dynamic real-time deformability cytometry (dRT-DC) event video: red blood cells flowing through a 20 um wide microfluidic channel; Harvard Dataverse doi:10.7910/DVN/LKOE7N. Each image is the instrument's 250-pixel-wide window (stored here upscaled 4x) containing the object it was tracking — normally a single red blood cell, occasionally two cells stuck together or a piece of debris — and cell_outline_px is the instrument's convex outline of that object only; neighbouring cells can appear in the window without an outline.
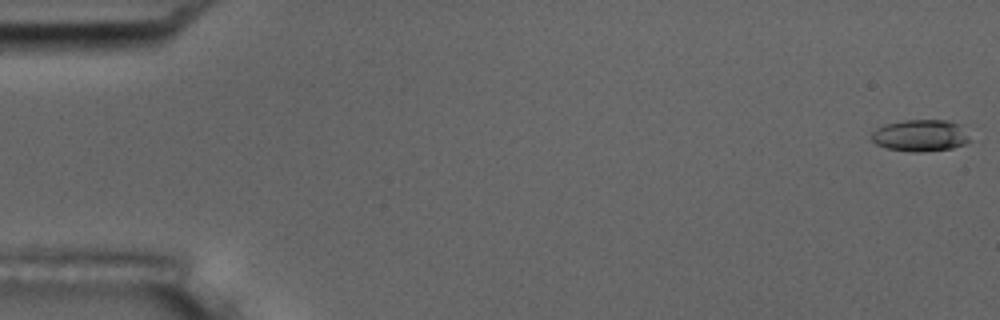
{"species": "common noctule bat (a hibernating species)", "species_latin": "Nyctalus noctula", "temperature_condition": "room temperature", "stored_images_in_passage": 8, "camera_frame_rate_fps": 3000, "um_per_image_px": 0.085, "animal": {"sex": "male", "body_mass_g": 17.5, "forearm_length_mm": 52.3}, "frame": {"image": 1, "passage_image": 1, "time_ms": 0.0, "image_size_px": [1000, 320], "cell_outline_px": [[968, 140], [964, 144], [952, 148], [920, 152], [912, 152], [888, 148], [876, 144], [872, 140], [872, 132], [876, 128], [884, 124], [904, 120], [948, 120], [960, 124], [968, 136]], "centroid_in_image_um": [78.21, 11.51], "position_along_channel_um": 6.8, "area_um2": 18.09}}